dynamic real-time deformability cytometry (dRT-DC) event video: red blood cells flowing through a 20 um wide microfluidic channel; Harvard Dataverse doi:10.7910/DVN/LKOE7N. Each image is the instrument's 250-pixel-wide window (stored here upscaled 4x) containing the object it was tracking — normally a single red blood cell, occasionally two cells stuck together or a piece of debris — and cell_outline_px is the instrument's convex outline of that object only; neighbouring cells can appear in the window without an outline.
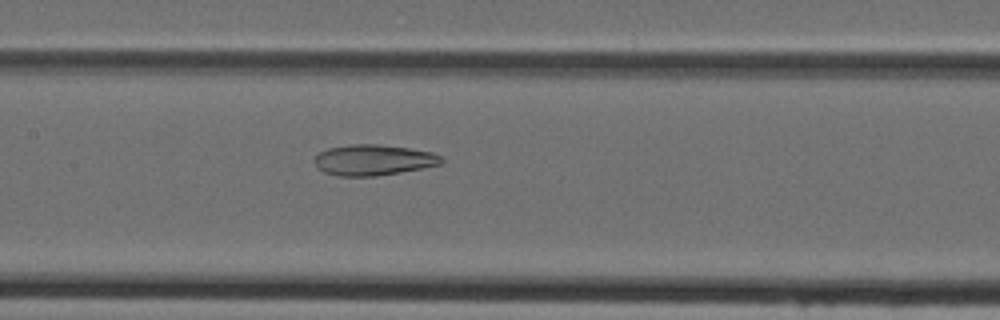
{"species": "Egyptian fruit bat (a non-hibernating species)", "species_latin": "Rousettus aegyptiacus", "temperature_condition": "cold", "stored_images_in_passage": 33, "camera_frame_rate_fps": 3000, "um_per_image_px": 0.085, "animal": {"sex": "female"}, "frame": {"image": 1, "passage_image": 9, "time_ms": 2.667, "image_size_px": [1000, 320], "cell_outline_px": [[444, 160], [440, 164], [424, 168], [376, 176], [340, 176], [324, 172], [316, 164], [316, 156], [320, 152], [328, 148], [352, 144], [380, 144], [408, 148], [432, 152], [440, 156]], "centroid_in_image_um": [31.77, 13.59], "position_along_channel_um": 175.6, "area_um2": 22.54}}
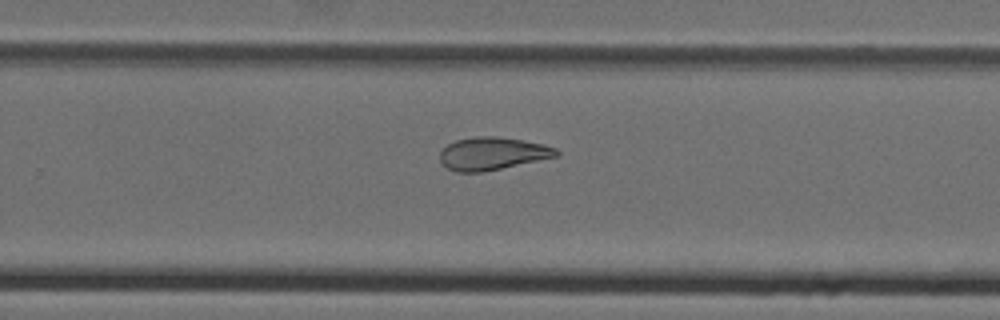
{"frame": {"image": 2, "passage_image": 17, "time_ms": 5.333, "image_size_px": [1000, 320], "cell_outline_px": [[560, 152], [556, 156], [484, 172], [456, 172], [448, 168], [440, 160], [440, 152], [448, 144], [456, 140], [476, 136], [496, 136], [544, 144], [556, 148]], "centroid_in_image_um": [41.84, 13.05], "position_along_channel_um": 288.0, "area_um2": 21.96}}
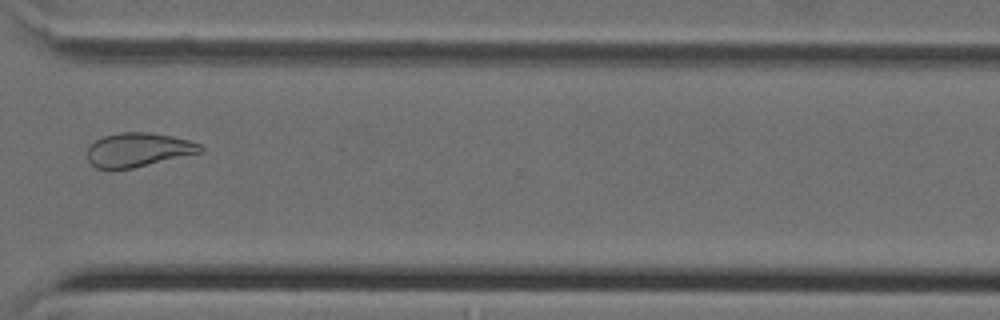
{"frame": {"image": 3, "passage_image": 22, "time_ms": 7.0, "image_size_px": [1000, 320], "cell_outline_px": [[204, 148], [200, 152], [132, 168], [96, 168], [88, 160], [88, 144], [104, 136], [120, 132], [148, 132], [172, 136], [188, 140], [200, 144]], "centroid_in_image_um": [11.72, 12.71], "position_along_channel_um": 358.9, "area_um2": 22.02}}